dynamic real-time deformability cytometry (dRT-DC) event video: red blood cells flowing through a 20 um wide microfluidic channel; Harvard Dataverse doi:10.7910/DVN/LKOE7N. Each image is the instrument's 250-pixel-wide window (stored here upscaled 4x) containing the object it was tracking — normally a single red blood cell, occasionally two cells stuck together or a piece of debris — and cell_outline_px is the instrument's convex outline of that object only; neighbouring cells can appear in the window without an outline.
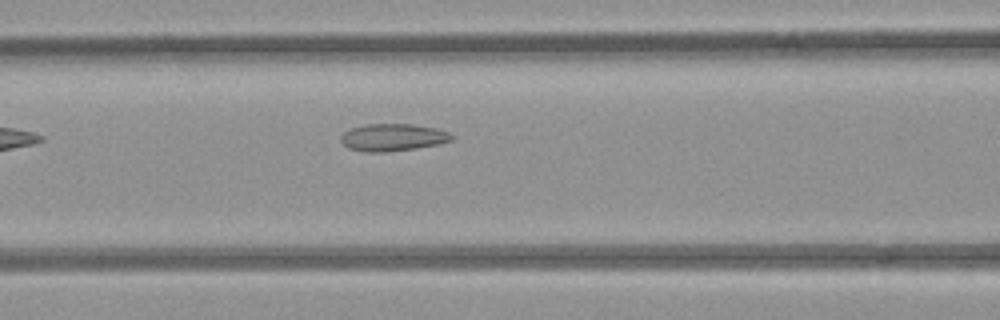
{"species": "common noctule bat (a hibernating species)", "species_latin": "Nyctalus noctula", "temperature_condition": "room temperature", "stored_images_in_passage": 8, "camera_frame_rate_fps": 3000, "um_per_image_px": 0.085, "animal": {"sex": "female", "body_mass_g": 21.9}, "frame": {"image": 1, "passage_image": 8, "time_ms": 9.0, "image_size_px": [1000, 320], "cell_outline_px": [[452, 140], [440, 144], [416, 148], [384, 152], [368, 152], [348, 148], [340, 140], [340, 136], [344, 132], [352, 128], [364, 124], [412, 124], [436, 128], [448, 132], [452, 136]], "centroid_in_image_um": [33.38, 11.67], "position_along_channel_um": 133.2, "area_um2": 17.57}}